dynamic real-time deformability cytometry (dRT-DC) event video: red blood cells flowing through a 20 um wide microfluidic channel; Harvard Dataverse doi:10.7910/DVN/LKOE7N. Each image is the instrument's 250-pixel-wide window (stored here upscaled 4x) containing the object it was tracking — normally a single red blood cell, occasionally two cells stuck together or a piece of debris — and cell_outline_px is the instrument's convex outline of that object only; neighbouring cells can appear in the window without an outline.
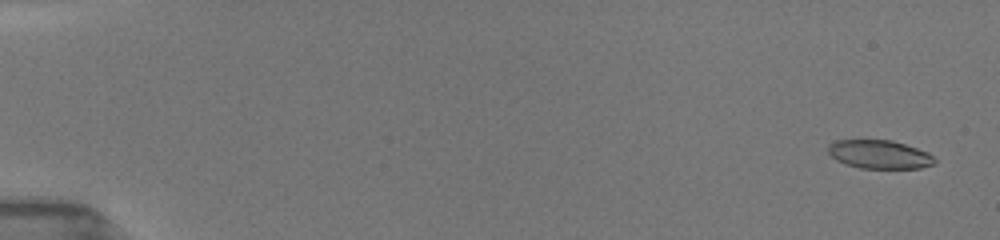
{"species": "common noctule bat (a hibernating species)", "species_latin": "Nyctalus noctula", "temperature_condition": "room temperature", "stored_images_in_passage": 31, "camera_frame_rate_fps": 3000, "um_per_image_px": 0.085, "animal": {"sex": "female", "body_mass_g": 19.5, "forearm_length_mm": 54.1}, "frame": {"image": 1, "passage_image": 4, "time_ms": 0.667, "image_size_px": [1000, 240], "cell_outline_px": [[936, 164], [920, 168], [860, 168], [844, 164], [836, 160], [828, 152], [828, 144], [836, 140], [892, 140], [928, 152], [936, 160]], "centroid_in_image_um": [74.74, 13.13], "position_along_channel_um": 10.3, "area_um2": 17.74}}
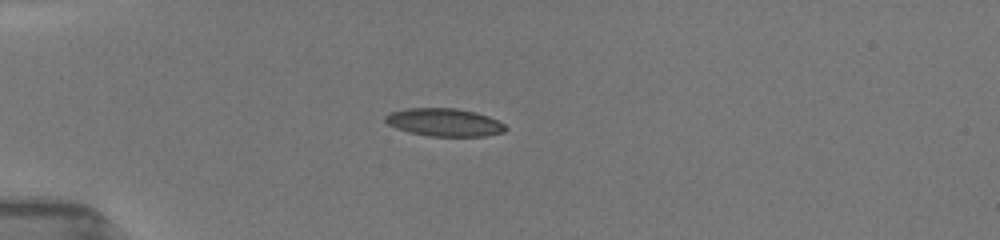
{"frame": {"image": 2, "passage_image": 27, "time_ms": 5.0, "image_size_px": [1000, 240], "cell_outline_px": [[508, 128], [504, 132], [484, 136], [428, 136], [408, 132], [396, 128], [388, 124], [384, 120], [384, 116], [388, 112], [404, 108], [456, 108], [476, 112], [488, 116], [504, 124]], "centroid_in_image_um": [37.73, 10.39], "position_along_channel_um": 47.3, "area_um2": 19.71}}